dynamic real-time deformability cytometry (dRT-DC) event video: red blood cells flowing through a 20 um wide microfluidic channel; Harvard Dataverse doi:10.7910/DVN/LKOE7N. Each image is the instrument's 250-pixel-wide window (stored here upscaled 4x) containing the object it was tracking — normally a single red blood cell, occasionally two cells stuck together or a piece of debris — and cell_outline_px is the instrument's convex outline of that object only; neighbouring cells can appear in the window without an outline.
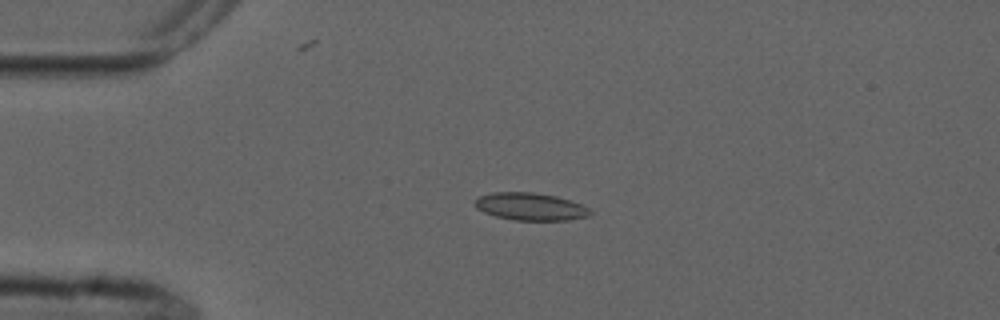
{"species": "common noctule bat (a hibernating species)", "species_latin": "Nyctalus noctula", "temperature_condition": "cold", "stored_images_in_passage": 5, "camera_frame_rate_fps": 3000, "um_per_image_px": 0.085, "animal": {"sex": "male", "forearm_length_mm": 52.5}, "frame": {"image": 1, "passage_image": 3, "time_ms": 2.333, "image_size_px": [1000, 320], "cell_outline_px": [[592, 212], [588, 216], [568, 220], [512, 220], [496, 216], [484, 212], [476, 208], [476, 200], [480, 196], [492, 192], [532, 192], [556, 196], [580, 204], [588, 208]], "centroid_in_image_um": [45.08, 17.56], "position_along_channel_um": 39.9, "area_um2": 18.26}}
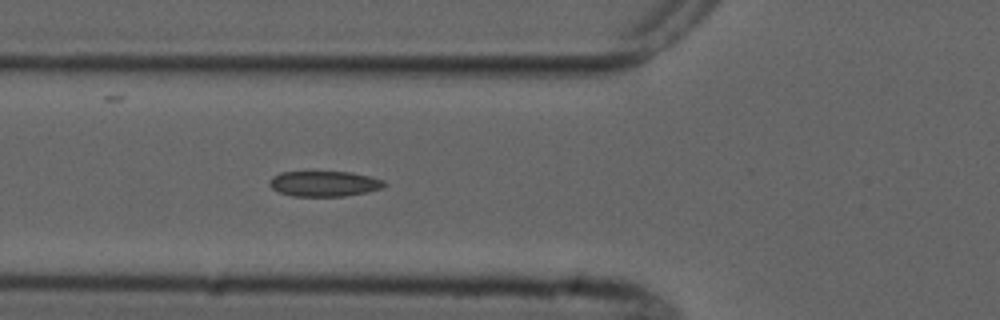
{"frame": {"image": 2, "passage_image": 5, "time_ms": 4.667, "image_size_px": [1000, 320], "cell_outline_px": [[388, 184], [384, 188], [368, 192], [344, 196], [292, 196], [280, 192], [272, 188], [268, 184], [272, 176], [280, 172], [352, 172], [384, 180]], "centroid_in_image_um": [27.59, 15.61], "position_along_channel_um": 98.2, "area_um2": 17.11}}